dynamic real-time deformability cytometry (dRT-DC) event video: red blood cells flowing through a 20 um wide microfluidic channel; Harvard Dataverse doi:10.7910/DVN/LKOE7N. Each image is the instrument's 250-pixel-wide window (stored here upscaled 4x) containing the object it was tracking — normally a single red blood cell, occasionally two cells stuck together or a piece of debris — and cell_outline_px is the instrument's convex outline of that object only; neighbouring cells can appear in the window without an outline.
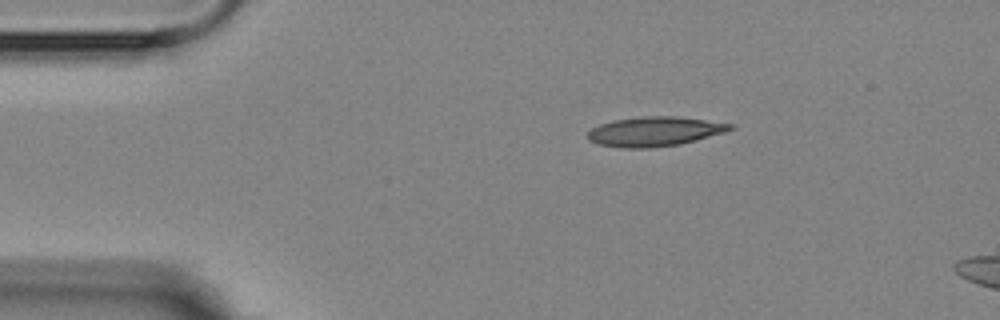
{"species": "Egyptian fruit bat (a non-hibernating species)", "species_latin": "Rousettus aegyptiacus", "temperature_condition": "room temperature", "stored_images_in_passage": 4, "camera_frame_rate_fps": 3000, "um_per_image_px": 0.085, "animal": {"sex": "female"}, "frame": {"image": 1, "passage_image": 1, "time_ms": 0.0, "image_size_px": [1000, 320], "cell_outline_px": [[736, 128], [724, 132], [696, 140], [680, 144], [648, 148], [620, 148], [600, 144], [588, 140], [588, 132], [592, 128], [600, 124], [612, 120], [640, 116], [676, 116], [736, 124]], "centroid_in_image_um": [55.66, 11.17], "position_along_channel_um": 29.3, "area_um2": 24.62}}
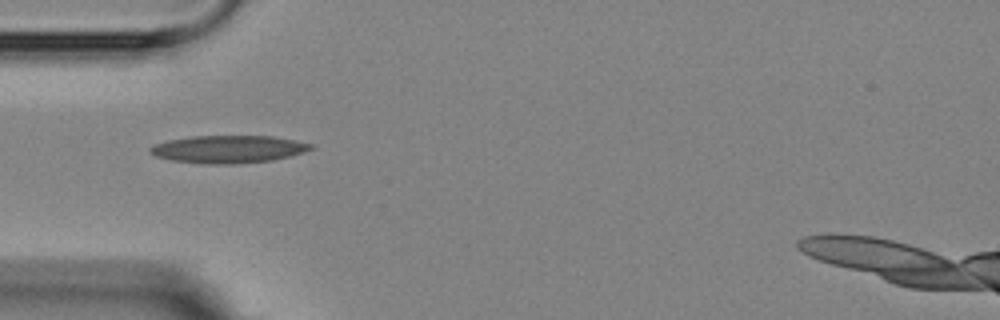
{"frame": {"image": 2, "passage_image": 3, "time_ms": 2.333, "image_size_px": [1000, 320], "cell_outline_px": [[316, 148], [292, 156], [272, 160], [240, 164], [200, 164], [172, 160], [156, 156], [148, 152], [148, 148], [156, 144], [168, 140], [192, 136], [272, 136], [296, 140], [312, 144]], "centroid_in_image_um": [19.44, 12.69], "position_along_channel_um": 65.6, "area_um2": 26.13}}